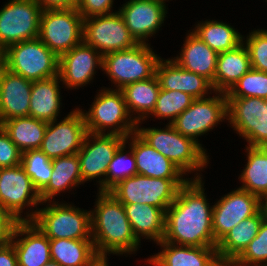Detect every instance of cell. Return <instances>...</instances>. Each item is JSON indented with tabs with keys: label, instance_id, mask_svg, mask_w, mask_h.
Listing matches in <instances>:
<instances>
[{
	"label": "cell",
	"instance_id": "cell-33",
	"mask_svg": "<svg viewBox=\"0 0 267 266\" xmlns=\"http://www.w3.org/2000/svg\"><path fill=\"white\" fill-rule=\"evenodd\" d=\"M48 122L34 117H15L3 121L0 126L23 153L40 149Z\"/></svg>",
	"mask_w": 267,
	"mask_h": 266
},
{
	"label": "cell",
	"instance_id": "cell-43",
	"mask_svg": "<svg viewBox=\"0 0 267 266\" xmlns=\"http://www.w3.org/2000/svg\"><path fill=\"white\" fill-rule=\"evenodd\" d=\"M113 0H78L77 10L83 19L95 15H108L111 12Z\"/></svg>",
	"mask_w": 267,
	"mask_h": 266
},
{
	"label": "cell",
	"instance_id": "cell-34",
	"mask_svg": "<svg viewBox=\"0 0 267 266\" xmlns=\"http://www.w3.org/2000/svg\"><path fill=\"white\" fill-rule=\"evenodd\" d=\"M247 164L240 175L239 188L261 197L267 193V147L246 146Z\"/></svg>",
	"mask_w": 267,
	"mask_h": 266
},
{
	"label": "cell",
	"instance_id": "cell-38",
	"mask_svg": "<svg viewBox=\"0 0 267 266\" xmlns=\"http://www.w3.org/2000/svg\"><path fill=\"white\" fill-rule=\"evenodd\" d=\"M194 98L182 91L160 89L152 115L162 119H171L172 123L185 109H187Z\"/></svg>",
	"mask_w": 267,
	"mask_h": 266
},
{
	"label": "cell",
	"instance_id": "cell-49",
	"mask_svg": "<svg viewBox=\"0 0 267 266\" xmlns=\"http://www.w3.org/2000/svg\"><path fill=\"white\" fill-rule=\"evenodd\" d=\"M43 266H61V265L51 260L50 262L44 264Z\"/></svg>",
	"mask_w": 267,
	"mask_h": 266
},
{
	"label": "cell",
	"instance_id": "cell-32",
	"mask_svg": "<svg viewBox=\"0 0 267 266\" xmlns=\"http://www.w3.org/2000/svg\"><path fill=\"white\" fill-rule=\"evenodd\" d=\"M160 89L156 75L146 80L127 84L121 89L130 116L132 117L131 113H134V111L138 114V117L134 116L137 125L141 123L140 120L147 119L148 114L151 115Z\"/></svg>",
	"mask_w": 267,
	"mask_h": 266
},
{
	"label": "cell",
	"instance_id": "cell-2",
	"mask_svg": "<svg viewBox=\"0 0 267 266\" xmlns=\"http://www.w3.org/2000/svg\"><path fill=\"white\" fill-rule=\"evenodd\" d=\"M97 199L91 211V235L97 255L107 258V253L137 251L141 242L133 234L123 204L108 191H99Z\"/></svg>",
	"mask_w": 267,
	"mask_h": 266
},
{
	"label": "cell",
	"instance_id": "cell-48",
	"mask_svg": "<svg viewBox=\"0 0 267 266\" xmlns=\"http://www.w3.org/2000/svg\"><path fill=\"white\" fill-rule=\"evenodd\" d=\"M93 266H108L107 258H100Z\"/></svg>",
	"mask_w": 267,
	"mask_h": 266
},
{
	"label": "cell",
	"instance_id": "cell-39",
	"mask_svg": "<svg viewBox=\"0 0 267 266\" xmlns=\"http://www.w3.org/2000/svg\"><path fill=\"white\" fill-rule=\"evenodd\" d=\"M263 263V264H262ZM266 264V265H265ZM267 266V221L263 220L258 234L230 266Z\"/></svg>",
	"mask_w": 267,
	"mask_h": 266
},
{
	"label": "cell",
	"instance_id": "cell-26",
	"mask_svg": "<svg viewBox=\"0 0 267 266\" xmlns=\"http://www.w3.org/2000/svg\"><path fill=\"white\" fill-rule=\"evenodd\" d=\"M133 234L140 242L145 237L159 243L165 235L166 212L148 204H123Z\"/></svg>",
	"mask_w": 267,
	"mask_h": 266
},
{
	"label": "cell",
	"instance_id": "cell-13",
	"mask_svg": "<svg viewBox=\"0 0 267 266\" xmlns=\"http://www.w3.org/2000/svg\"><path fill=\"white\" fill-rule=\"evenodd\" d=\"M216 95L194 99L191 105L171 123L178 132L193 139L201 147L197 137L213 129L218 122L228 119L226 94L216 92Z\"/></svg>",
	"mask_w": 267,
	"mask_h": 266
},
{
	"label": "cell",
	"instance_id": "cell-23",
	"mask_svg": "<svg viewBox=\"0 0 267 266\" xmlns=\"http://www.w3.org/2000/svg\"><path fill=\"white\" fill-rule=\"evenodd\" d=\"M157 244L162 251L147 260L153 266H224L216 247L182 246L163 240Z\"/></svg>",
	"mask_w": 267,
	"mask_h": 266
},
{
	"label": "cell",
	"instance_id": "cell-24",
	"mask_svg": "<svg viewBox=\"0 0 267 266\" xmlns=\"http://www.w3.org/2000/svg\"><path fill=\"white\" fill-rule=\"evenodd\" d=\"M132 135V136H131ZM131 138L132 140H130ZM130 142V150L136 159L137 174L163 179H183L185 173L168 158L151 147L136 132L130 134L125 143Z\"/></svg>",
	"mask_w": 267,
	"mask_h": 266
},
{
	"label": "cell",
	"instance_id": "cell-5",
	"mask_svg": "<svg viewBox=\"0 0 267 266\" xmlns=\"http://www.w3.org/2000/svg\"><path fill=\"white\" fill-rule=\"evenodd\" d=\"M26 217L25 221H32L49 239H92L91 211L55 201Z\"/></svg>",
	"mask_w": 267,
	"mask_h": 266
},
{
	"label": "cell",
	"instance_id": "cell-27",
	"mask_svg": "<svg viewBox=\"0 0 267 266\" xmlns=\"http://www.w3.org/2000/svg\"><path fill=\"white\" fill-rule=\"evenodd\" d=\"M263 220L259 210L255 215L234 226L217 242V254L224 266L230 265L257 236Z\"/></svg>",
	"mask_w": 267,
	"mask_h": 266
},
{
	"label": "cell",
	"instance_id": "cell-29",
	"mask_svg": "<svg viewBox=\"0 0 267 266\" xmlns=\"http://www.w3.org/2000/svg\"><path fill=\"white\" fill-rule=\"evenodd\" d=\"M59 75L33 81L30 95L29 116L45 122L57 120L60 113Z\"/></svg>",
	"mask_w": 267,
	"mask_h": 266
},
{
	"label": "cell",
	"instance_id": "cell-41",
	"mask_svg": "<svg viewBox=\"0 0 267 266\" xmlns=\"http://www.w3.org/2000/svg\"><path fill=\"white\" fill-rule=\"evenodd\" d=\"M245 44L252 69L267 73V30L257 29L249 33Z\"/></svg>",
	"mask_w": 267,
	"mask_h": 266
},
{
	"label": "cell",
	"instance_id": "cell-16",
	"mask_svg": "<svg viewBox=\"0 0 267 266\" xmlns=\"http://www.w3.org/2000/svg\"><path fill=\"white\" fill-rule=\"evenodd\" d=\"M125 139L121 135L108 134V132L86 134L83 145L77 153L83 183L106 176L109 162Z\"/></svg>",
	"mask_w": 267,
	"mask_h": 266
},
{
	"label": "cell",
	"instance_id": "cell-8",
	"mask_svg": "<svg viewBox=\"0 0 267 266\" xmlns=\"http://www.w3.org/2000/svg\"><path fill=\"white\" fill-rule=\"evenodd\" d=\"M160 59L148 43H139L134 48L103 55L102 70L121 90L127 84L155 76Z\"/></svg>",
	"mask_w": 267,
	"mask_h": 266
},
{
	"label": "cell",
	"instance_id": "cell-6",
	"mask_svg": "<svg viewBox=\"0 0 267 266\" xmlns=\"http://www.w3.org/2000/svg\"><path fill=\"white\" fill-rule=\"evenodd\" d=\"M188 181L187 178L163 179L135 174L119 181L108 192L122 204H148L166 212L179 188Z\"/></svg>",
	"mask_w": 267,
	"mask_h": 266
},
{
	"label": "cell",
	"instance_id": "cell-7",
	"mask_svg": "<svg viewBox=\"0 0 267 266\" xmlns=\"http://www.w3.org/2000/svg\"><path fill=\"white\" fill-rule=\"evenodd\" d=\"M95 99L89 111H83L89 133L106 134L109 128L108 134L127 138L136 132L137 122L130 116L121 90L103 88Z\"/></svg>",
	"mask_w": 267,
	"mask_h": 266
},
{
	"label": "cell",
	"instance_id": "cell-18",
	"mask_svg": "<svg viewBox=\"0 0 267 266\" xmlns=\"http://www.w3.org/2000/svg\"><path fill=\"white\" fill-rule=\"evenodd\" d=\"M103 56L83 41L59 56L58 75L67 88L82 87L93 79L95 68H102Z\"/></svg>",
	"mask_w": 267,
	"mask_h": 266
},
{
	"label": "cell",
	"instance_id": "cell-12",
	"mask_svg": "<svg viewBox=\"0 0 267 266\" xmlns=\"http://www.w3.org/2000/svg\"><path fill=\"white\" fill-rule=\"evenodd\" d=\"M83 42L93 46L102 56L134 48L139 44L130 34L122 15L117 11L83 19Z\"/></svg>",
	"mask_w": 267,
	"mask_h": 266
},
{
	"label": "cell",
	"instance_id": "cell-46",
	"mask_svg": "<svg viewBox=\"0 0 267 266\" xmlns=\"http://www.w3.org/2000/svg\"><path fill=\"white\" fill-rule=\"evenodd\" d=\"M43 9L76 8L78 0H36Z\"/></svg>",
	"mask_w": 267,
	"mask_h": 266
},
{
	"label": "cell",
	"instance_id": "cell-44",
	"mask_svg": "<svg viewBox=\"0 0 267 266\" xmlns=\"http://www.w3.org/2000/svg\"><path fill=\"white\" fill-rule=\"evenodd\" d=\"M18 222L9 211L0 206V247L11 243Z\"/></svg>",
	"mask_w": 267,
	"mask_h": 266
},
{
	"label": "cell",
	"instance_id": "cell-10",
	"mask_svg": "<svg viewBox=\"0 0 267 266\" xmlns=\"http://www.w3.org/2000/svg\"><path fill=\"white\" fill-rule=\"evenodd\" d=\"M43 8L36 0H10L0 10V53L8 46L38 38Z\"/></svg>",
	"mask_w": 267,
	"mask_h": 266
},
{
	"label": "cell",
	"instance_id": "cell-15",
	"mask_svg": "<svg viewBox=\"0 0 267 266\" xmlns=\"http://www.w3.org/2000/svg\"><path fill=\"white\" fill-rule=\"evenodd\" d=\"M42 201L31 178L21 164L14 167L0 168V206L9 211L18 221L26 206H36Z\"/></svg>",
	"mask_w": 267,
	"mask_h": 266
},
{
	"label": "cell",
	"instance_id": "cell-36",
	"mask_svg": "<svg viewBox=\"0 0 267 266\" xmlns=\"http://www.w3.org/2000/svg\"><path fill=\"white\" fill-rule=\"evenodd\" d=\"M125 142L118 148L113 159L108 164V171L104 179L100 178L99 191H109L119 181L137 174L136 159L131 150L129 158L124 152Z\"/></svg>",
	"mask_w": 267,
	"mask_h": 266
},
{
	"label": "cell",
	"instance_id": "cell-20",
	"mask_svg": "<svg viewBox=\"0 0 267 266\" xmlns=\"http://www.w3.org/2000/svg\"><path fill=\"white\" fill-rule=\"evenodd\" d=\"M11 243L18 266H43L51 261L50 239L32 221L17 223Z\"/></svg>",
	"mask_w": 267,
	"mask_h": 266
},
{
	"label": "cell",
	"instance_id": "cell-9",
	"mask_svg": "<svg viewBox=\"0 0 267 266\" xmlns=\"http://www.w3.org/2000/svg\"><path fill=\"white\" fill-rule=\"evenodd\" d=\"M83 17L77 8L43 9L38 38L58 57L83 41Z\"/></svg>",
	"mask_w": 267,
	"mask_h": 266
},
{
	"label": "cell",
	"instance_id": "cell-31",
	"mask_svg": "<svg viewBox=\"0 0 267 266\" xmlns=\"http://www.w3.org/2000/svg\"><path fill=\"white\" fill-rule=\"evenodd\" d=\"M52 167L50 181L39 193L42 204L50 203L61 191L83 184L77 153L52 159Z\"/></svg>",
	"mask_w": 267,
	"mask_h": 266
},
{
	"label": "cell",
	"instance_id": "cell-30",
	"mask_svg": "<svg viewBox=\"0 0 267 266\" xmlns=\"http://www.w3.org/2000/svg\"><path fill=\"white\" fill-rule=\"evenodd\" d=\"M50 255L61 266H93L100 259L92 239H50Z\"/></svg>",
	"mask_w": 267,
	"mask_h": 266
},
{
	"label": "cell",
	"instance_id": "cell-25",
	"mask_svg": "<svg viewBox=\"0 0 267 266\" xmlns=\"http://www.w3.org/2000/svg\"><path fill=\"white\" fill-rule=\"evenodd\" d=\"M181 54L173 60L183 69L208 79L214 89V76L218 53L211 49L193 32L188 33Z\"/></svg>",
	"mask_w": 267,
	"mask_h": 266
},
{
	"label": "cell",
	"instance_id": "cell-22",
	"mask_svg": "<svg viewBox=\"0 0 267 266\" xmlns=\"http://www.w3.org/2000/svg\"><path fill=\"white\" fill-rule=\"evenodd\" d=\"M156 76L161 89L182 91L194 99L205 98L209 90H214L208 79L181 68L173 59L161 58L157 63Z\"/></svg>",
	"mask_w": 267,
	"mask_h": 266
},
{
	"label": "cell",
	"instance_id": "cell-45",
	"mask_svg": "<svg viewBox=\"0 0 267 266\" xmlns=\"http://www.w3.org/2000/svg\"><path fill=\"white\" fill-rule=\"evenodd\" d=\"M0 266H18L16 252L12 243L0 247Z\"/></svg>",
	"mask_w": 267,
	"mask_h": 266
},
{
	"label": "cell",
	"instance_id": "cell-11",
	"mask_svg": "<svg viewBox=\"0 0 267 266\" xmlns=\"http://www.w3.org/2000/svg\"><path fill=\"white\" fill-rule=\"evenodd\" d=\"M228 122L248 146L267 147V99L227 97Z\"/></svg>",
	"mask_w": 267,
	"mask_h": 266
},
{
	"label": "cell",
	"instance_id": "cell-17",
	"mask_svg": "<svg viewBox=\"0 0 267 266\" xmlns=\"http://www.w3.org/2000/svg\"><path fill=\"white\" fill-rule=\"evenodd\" d=\"M258 211L259 197L241 188L221 197L212 209V230L215 241L218 242L234 226Z\"/></svg>",
	"mask_w": 267,
	"mask_h": 266
},
{
	"label": "cell",
	"instance_id": "cell-21",
	"mask_svg": "<svg viewBox=\"0 0 267 266\" xmlns=\"http://www.w3.org/2000/svg\"><path fill=\"white\" fill-rule=\"evenodd\" d=\"M32 82L0 64V124L15 117H28Z\"/></svg>",
	"mask_w": 267,
	"mask_h": 266
},
{
	"label": "cell",
	"instance_id": "cell-28",
	"mask_svg": "<svg viewBox=\"0 0 267 266\" xmlns=\"http://www.w3.org/2000/svg\"><path fill=\"white\" fill-rule=\"evenodd\" d=\"M251 68L244 42L232 50L219 53L214 76V92L227 94Z\"/></svg>",
	"mask_w": 267,
	"mask_h": 266
},
{
	"label": "cell",
	"instance_id": "cell-4",
	"mask_svg": "<svg viewBox=\"0 0 267 266\" xmlns=\"http://www.w3.org/2000/svg\"><path fill=\"white\" fill-rule=\"evenodd\" d=\"M0 64L30 81L58 75L59 57L39 38L8 46L0 53Z\"/></svg>",
	"mask_w": 267,
	"mask_h": 266
},
{
	"label": "cell",
	"instance_id": "cell-1",
	"mask_svg": "<svg viewBox=\"0 0 267 266\" xmlns=\"http://www.w3.org/2000/svg\"><path fill=\"white\" fill-rule=\"evenodd\" d=\"M201 176H194L179 188L166 210L163 241L182 246L216 247L212 230V209L207 202Z\"/></svg>",
	"mask_w": 267,
	"mask_h": 266
},
{
	"label": "cell",
	"instance_id": "cell-37",
	"mask_svg": "<svg viewBox=\"0 0 267 266\" xmlns=\"http://www.w3.org/2000/svg\"><path fill=\"white\" fill-rule=\"evenodd\" d=\"M21 165L40 193L50 181L53 170L52 159L40 149L27 150L22 153Z\"/></svg>",
	"mask_w": 267,
	"mask_h": 266
},
{
	"label": "cell",
	"instance_id": "cell-3",
	"mask_svg": "<svg viewBox=\"0 0 267 266\" xmlns=\"http://www.w3.org/2000/svg\"><path fill=\"white\" fill-rule=\"evenodd\" d=\"M138 127L137 125L136 133L185 174L207 167L209 158L206 150L193 139L178 132L171 123L165 129Z\"/></svg>",
	"mask_w": 267,
	"mask_h": 266
},
{
	"label": "cell",
	"instance_id": "cell-40",
	"mask_svg": "<svg viewBox=\"0 0 267 266\" xmlns=\"http://www.w3.org/2000/svg\"><path fill=\"white\" fill-rule=\"evenodd\" d=\"M226 97H258L267 99V73L251 68L231 88Z\"/></svg>",
	"mask_w": 267,
	"mask_h": 266
},
{
	"label": "cell",
	"instance_id": "cell-14",
	"mask_svg": "<svg viewBox=\"0 0 267 266\" xmlns=\"http://www.w3.org/2000/svg\"><path fill=\"white\" fill-rule=\"evenodd\" d=\"M56 122H48L40 150L50 159L78 153L88 133L82 109L76 108Z\"/></svg>",
	"mask_w": 267,
	"mask_h": 266
},
{
	"label": "cell",
	"instance_id": "cell-19",
	"mask_svg": "<svg viewBox=\"0 0 267 266\" xmlns=\"http://www.w3.org/2000/svg\"><path fill=\"white\" fill-rule=\"evenodd\" d=\"M166 3L157 0H130L119 13L122 15L130 34L138 43H146L164 23Z\"/></svg>",
	"mask_w": 267,
	"mask_h": 266
},
{
	"label": "cell",
	"instance_id": "cell-35",
	"mask_svg": "<svg viewBox=\"0 0 267 266\" xmlns=\"http://www.w3.org/2000/svg\"><path fill=\"white\" fill-rule=\"evenodd\" d=\"M199 23L193 33L218 54L243 43L242 35L228 24L216 20Z\"/></svg>",
	"mask_w": 267,
	"mask_h": 266
},
{
	"label": "cell",
	"instance_id": "cell-47",
	"mask_svg": "<svg viewBox=\"0 0 267 266\" xmlns=\"http://www.w3.org/2000/svg\"><path fill=\"white\" fill-rule=\"evenodd\" d=\"M259 210L262 214V218L267 221V193L259 198Z\"/></svg>",
	"mask_w": 267,
	"mask_h": 266
},
{
	"label": "cell",
	"instance_id": "cell-42",
	"mask_svg": "<svg viewBox=\"0 0 267 266\" xmlns=\"http://www.w3.org/2000/svg\"><path fill=\"white\" fill-rule=\"evenodd\" d=\"M22 152L0 126V168L21 164Z\"/></svg>",
	"mask_w": 267,
	"mask_h": 266
}]
</instances>
